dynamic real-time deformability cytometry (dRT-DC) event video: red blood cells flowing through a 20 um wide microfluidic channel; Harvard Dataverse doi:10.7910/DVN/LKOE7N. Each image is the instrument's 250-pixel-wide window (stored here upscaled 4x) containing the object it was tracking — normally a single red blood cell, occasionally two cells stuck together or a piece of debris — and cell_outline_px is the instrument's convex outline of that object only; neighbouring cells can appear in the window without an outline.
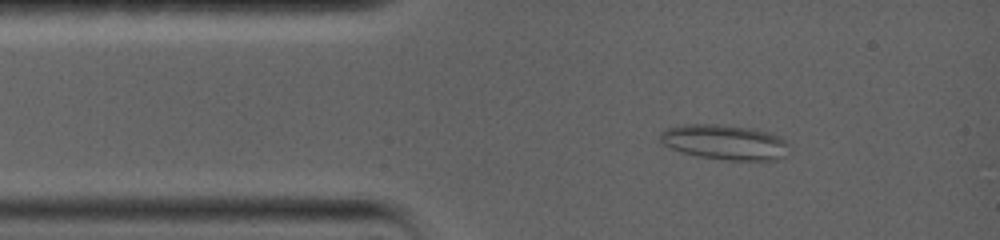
{"species": "common noctule bat (a hibernating species)", "species_latin": "Nyctalus noctula", "temperature_condition": "warm", "stored_images_in_passage": 7, "camera_frame_rate_fps": 5000, "um_per_image_px": 0.085, "animal": {"sex": "female", "body_mass_g": 19.0, "forearm_length_mm": 56.7}, "frame": {"image": 1, "passage_image": 5, "time_ms": 1.8, "image_size_px": [1000, 240], "cell_outline_px": [[788, 144], [784, 156], [776, 160], [724, 160], [696, 156], [680, 152], [664, 144], [660, 140], [660, 132], [668, 128], [684, 124], [716, 124], [752, 128], [768, 132], [780, 136]], "centroid_in_image_um": [61.58, 12.09], "position_along_channel_um": 23.4, "area_um2": 26.3}}
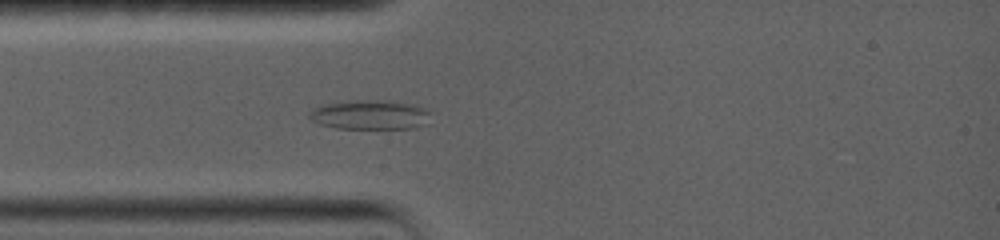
{"frame": {"image": 2, "passage_image": 7, "time_ms": 3.4, "image_size_px": [1000, 240], "cell_outline_px": [[428, 124], [412, 128], [336, 128], [320, 124], [312, 120], [308, 116], [308, 112], [312, 108], [320, 104], [348, 100], [392, 100], [420, 104], [428, 108]], "centroid_in_image_um": [31.46, 9.72], "position_along_channel_um": 53.5, "area_um2": 21.39}}